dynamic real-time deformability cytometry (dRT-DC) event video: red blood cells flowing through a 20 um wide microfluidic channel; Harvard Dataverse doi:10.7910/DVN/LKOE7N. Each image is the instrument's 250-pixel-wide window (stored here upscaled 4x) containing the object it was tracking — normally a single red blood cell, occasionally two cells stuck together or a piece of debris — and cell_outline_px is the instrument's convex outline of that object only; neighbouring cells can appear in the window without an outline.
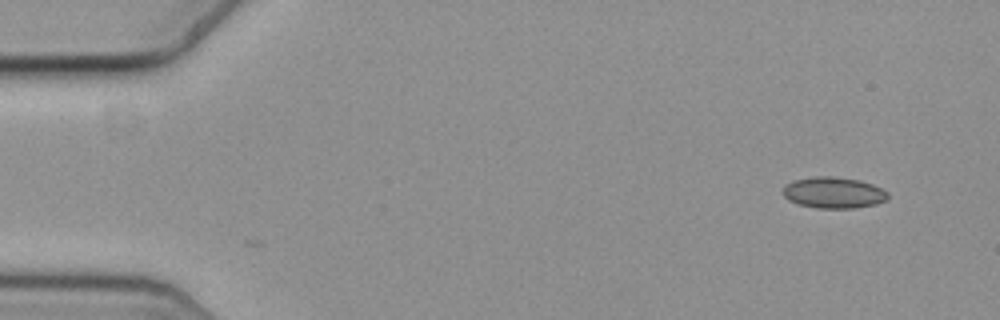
{"species": "common noctule bat (a hibernating species)", "species_latin": "Nyctalus noctula", "temperature_condition": "cold", "stored_images_in_passage": 54, "camera_frame_rate_fps": 3000, "um_per_image_px": 0.085, "animal": {"sex": "female", "body_mass_g": 19.3, "forearm_length_mm": 54.1}, "frame": {"image": 1, "passage_image": 1, "time_ms": 0.0, "image_size_px": [1000, 320], "cell_outline_px": [[888, 200], [876, 204], [856, 208], [816, 208], [800, 204], [788, 200], [784, 196], [784, 188], [792, 180], [816, 176], [832, 176], [860, 180], [872, 184], [888, 192]], "centroid_in_image_um": [70.88, 16.38], "position_along_channel_um": 14.1, "area_um2": 19.07}}
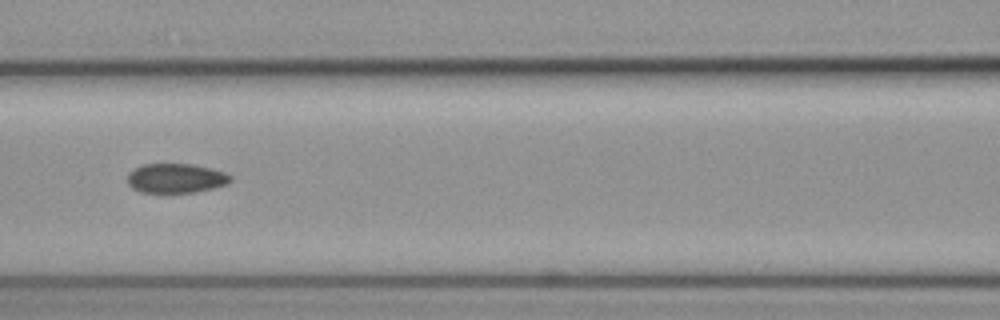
{"frame": {"image": 2, "passage_image": 22, "time_ms": 7.0, "image_size_px": [1000, 320], "cell_outline_px": [[232, 180], [228, 184], [196, 192], [140, 192], [132, 188], [128, 184], [128, 172], [144, 164], [192, 164], [212, 168], [224, 172], [232, 176]], "centroid_in_image_um": [14.97, 15.15], "position_along_channel_um": 151.6, "area_um2": 17.69}}
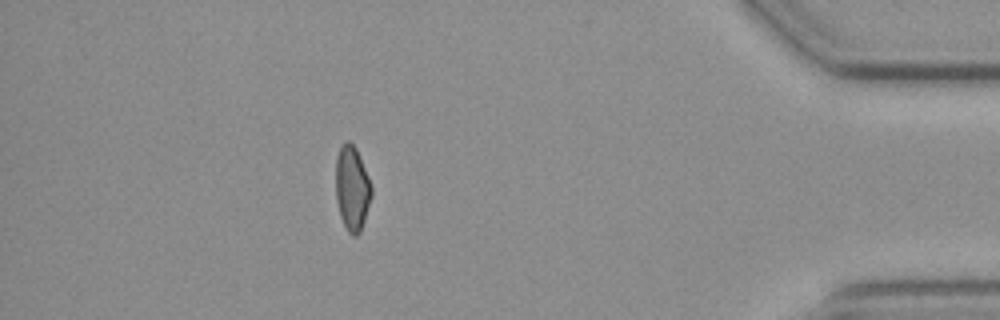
{"frame": {"image": 3, "passage_image": 47, "time_ms": 15.333, "image_size_px": [1000, 320], "cell_outline_px": [[372, 196], [360, 232], [356, 236], [352, 236], [348, 232], [340, 216], [336, 200], [336, 156], [340, 148], [348, 140], [356, 148], [372, 184]], "centroid_in_image_um": [29.93, 16.02], "position_along_channel_um": 405.3, "area_um2": 17.63}, "authors_computed_cell_mechanics": {"area_um2": 18.3226, "velocity_mm_per_s": 3.6613, "shape_relaxation_time_tau1_ms": null, "shape_relaxation_time_tau2_ms": 3.0513, "deformation_change_tau1": null, "deformation_change_tau2": 0.077}}